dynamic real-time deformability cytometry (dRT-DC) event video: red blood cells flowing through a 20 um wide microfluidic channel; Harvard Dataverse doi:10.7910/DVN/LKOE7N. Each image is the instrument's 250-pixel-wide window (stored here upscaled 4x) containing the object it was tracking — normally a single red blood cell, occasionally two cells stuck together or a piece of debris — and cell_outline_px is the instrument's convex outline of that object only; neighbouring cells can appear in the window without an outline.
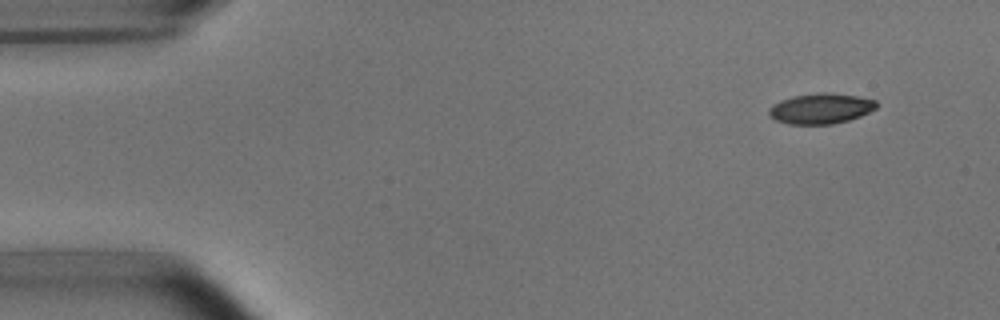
{"species": "common noctule bat (a hibernating species)", "species_latin": "Nyctalus noctula", "temperature_condition": "room temperature", "stored_images_in_passage": 5, "segment_of_instrument_passage": [2, 2], "camera_frame_rate_fps": 3000, "um_per_image_px": 0.085, "animal": {"sex": "male", "body_mass_g": 15.6}, "frame": {"image": 1, "passage_image": 5, "time_ms": 4.667, "image_size_px": [1000, 320], "cell_outline_px": [[876, 108], [860, 116], [848, 120], [832, 124], [788, 124], [776, 120], [768, 116], [768, 108], [772, 104], [780, 100], [792, 96], [820, 92], [832, 92], [856, 96], [876, 100]], "centroid_in_image_um": [69.72, 9.22], "position_along_channel_um": 15.3, "area_um2": 19.19}}